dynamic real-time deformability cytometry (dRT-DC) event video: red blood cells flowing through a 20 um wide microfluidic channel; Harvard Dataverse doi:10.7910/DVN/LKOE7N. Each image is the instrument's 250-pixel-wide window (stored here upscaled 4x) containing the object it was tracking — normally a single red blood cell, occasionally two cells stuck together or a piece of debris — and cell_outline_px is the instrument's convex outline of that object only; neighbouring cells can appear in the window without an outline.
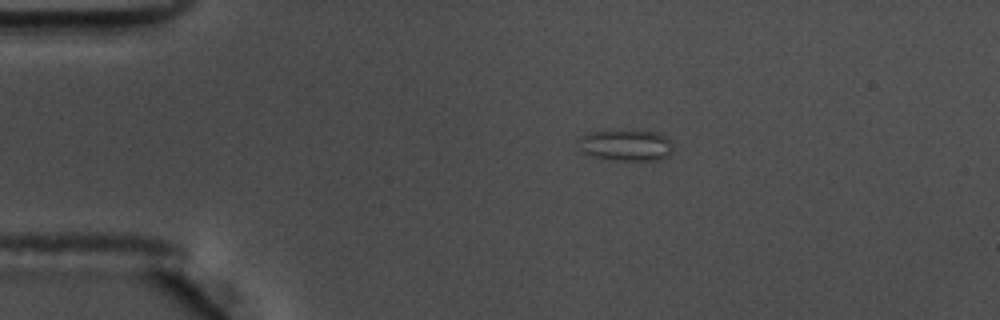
{"species": "common noctule bat (a hibernating species)", "species_latin": "Nyctalus noctula", "temperature_condition": "warm", "stored_images_in_passage": 47, "segment_of_instrument_passage": [1, 2], "camera_frame_rate_fps": 3000, "um_per_image_px": 0.085, "animal": {"sex": "male", "body_mass_g": 17.5, "forearm_length_mm": 52.3}, "frame": {"image": 1, "passage_image": 1, "time_ms": 0.0, "image_size_px": [1000, 320], "cell_outline_px": [[672, 152], [668, 156], [656, 160], [612, 160], [592, 156], [584, 152], [580, 148], [580, 136], [584, 132], [628, 128], [656, 132], [664, 136], [668, 140], [672, 148]], "centroid_in_image_um": [53.17, 12.3], "position_along_channel_um": 31.8, "area_um2": 17.69}}
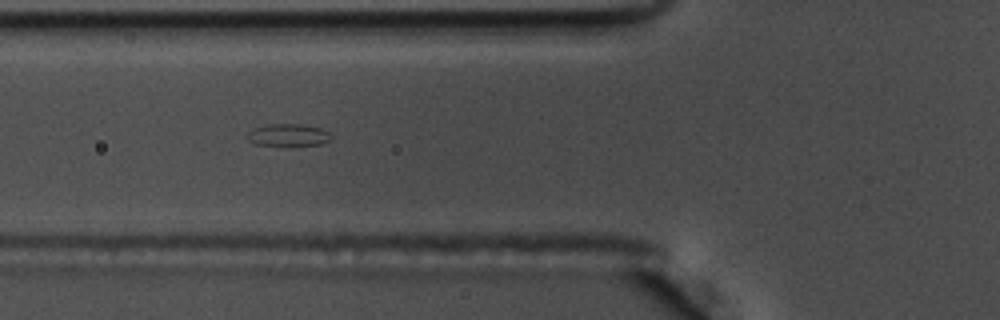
{"frame": {"image": 2, "passage_image": 11, "time_ms": 3.333, "image_size_px": [1000, 320], "cell_outline_px": [[332, 136], [328, 140], [320, 144], [256, 144], [248, 140], [248, 132], [256, 128], [272, 124], [300, 124], [320, 128], [328, 132]], "centroid_in_image_um": [24.51, 11.45], "position_along_channel_um": 101.3, "area_um2": 10.23}}
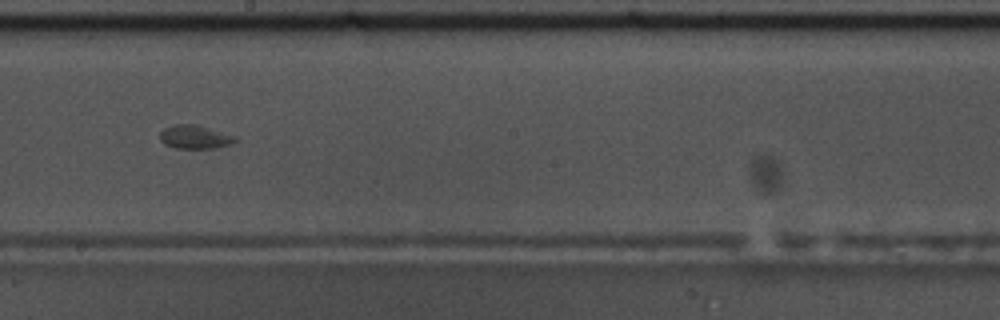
{"frame": {"image": 3, "passage_image": 22, "time_ms": 7.0, "image_size_px": [1000, 320], "cell_outline_px": [[236, 140], [228, 144], [216, 148], [176, 148], [164, 144], [160, 140], [160, 132], [164, 128], [176, 124], [196, 124], [236, 136]], "centroid_in_image_um": [16.53, 11.63], "position_along_channel_um": 231.7, "area_um2": 10.23}}